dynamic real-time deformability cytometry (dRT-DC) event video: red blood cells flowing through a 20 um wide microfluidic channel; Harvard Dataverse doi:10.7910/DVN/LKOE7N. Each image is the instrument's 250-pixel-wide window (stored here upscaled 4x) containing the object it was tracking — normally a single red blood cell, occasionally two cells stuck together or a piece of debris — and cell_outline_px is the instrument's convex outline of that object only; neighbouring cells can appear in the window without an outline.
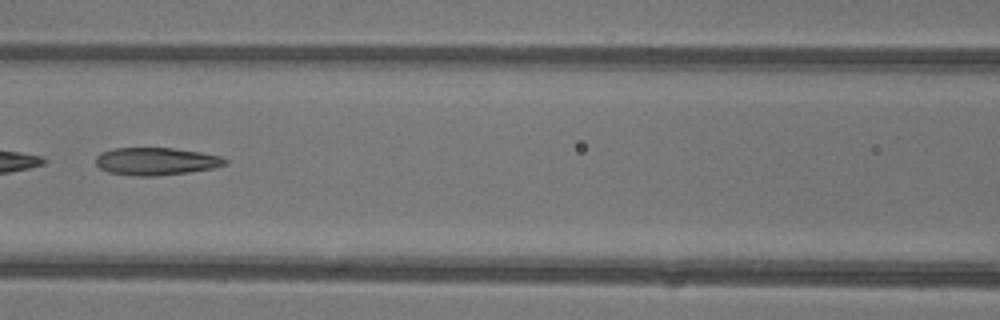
{"species": "common noctule bat (a hibernating species)", "species_latin": "Nyctalus noctula", "temperature_condition": "warm", "stored_images_in_passage": 6, "camera_frame_rate_fps": 3000, "um_per_image_px": 0.085, "animal": {"sex": "female"}, "frame": {"image": 1, "passage_image": 6, "time_ms": 1.667, "image_size_px": [1000, 320], "cell_outline_px": [[228, 164], [212, 168], [188, 172], [156, 176], [132, 176], [108, 172], [100, 168], [96, 164], [96, 156], [100, 152], [112, 148], [172, 148], [200, 152], [220, 156], [228, 160]], "centroid_in_image_um": [13.24, 13.71], "position_along_channel_um": 153.4, "area_um2": 20.87}}